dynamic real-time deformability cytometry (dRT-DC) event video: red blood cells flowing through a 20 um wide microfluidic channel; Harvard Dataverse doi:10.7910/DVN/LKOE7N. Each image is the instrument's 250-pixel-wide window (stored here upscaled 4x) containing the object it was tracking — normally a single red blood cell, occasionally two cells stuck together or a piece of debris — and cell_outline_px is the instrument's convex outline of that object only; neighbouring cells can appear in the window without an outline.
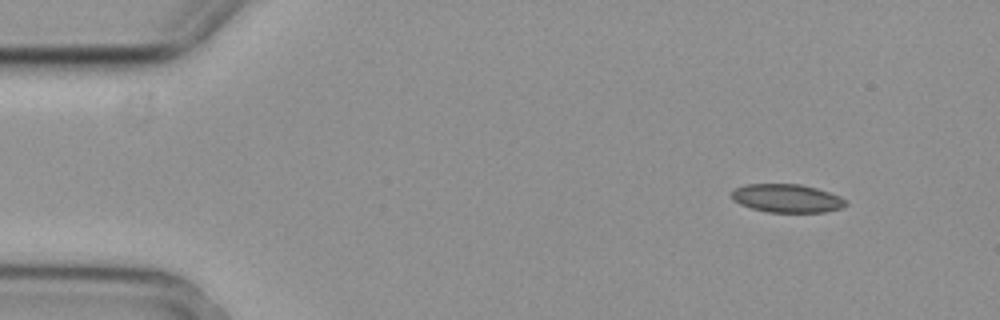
{"species": "common noctule bat (a hibernating species)", "species_latin": "Nyctalus noctula", "temperature_condition": "cold", "stored_images_in_passage": 4, "camera_frame_rate_fps": 3000, "um_per_image_px": 0.085, "animal": {"sex": "female", "body_mass_g": 29.2, "forearm_length_mm": 56.3}, "frame": {"image": 1, "passage_image": 1, "time_ms": 0.0, "image_size_px": [1000, 320], "cell_outline_px": [[848, 204], [840, 208], [824, 212], [768, 212], [752, 208], [740, 204], [732, 200], [732, 192], [736, 188], [744, 184], [800, 184], [816, 188], [840, 196], [848, 200]], "centroid_in_image_um": [66.9, 16.85], "position_along_channel_um": 18.1, "area_um2": 18.84}}
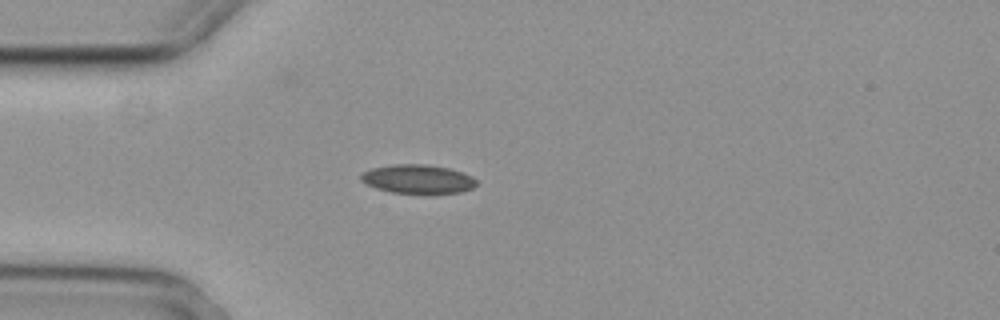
{"frame": {"image": 2, "passage_image": 3, "time_ms": 0.667, "image_size_px": [1000, 320], "cell_outline_px": [[476, 184], [472, 188], [460, 192], [392, 192], [376, 188], [360, 180], [360, 176], [364, 172], [372, 168], [392, 164], [424, 164], [448, 168], [472, 176], [476, 180]], "centroid_in_image_um": [35.49, 15.2], "position_along_channel_um": 49.5, "area_um2": 18.9}}